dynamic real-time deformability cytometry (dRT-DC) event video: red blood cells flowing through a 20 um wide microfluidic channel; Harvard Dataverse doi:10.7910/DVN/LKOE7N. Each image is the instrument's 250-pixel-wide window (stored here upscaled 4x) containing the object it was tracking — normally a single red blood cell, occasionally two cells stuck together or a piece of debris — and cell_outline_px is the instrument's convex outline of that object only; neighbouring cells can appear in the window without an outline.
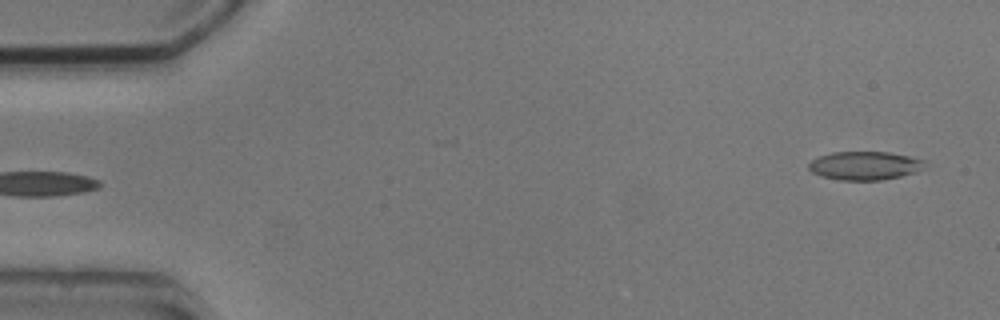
{"species": "common noctule bat (a hibernating species)", "species_latin": "Nyctalus noctula", "temperature_condition": "cold", "stored_images_in_passage": 4, "camera_frame_rate_fps": 3000, "um_per_image_px": 0.085, "animal": {"sex": "male", "body_mass_g": 20.5, "forearm_length_mm": 52.5}, "frame": {"image": 1, "passage_image": 4, "time_ms": 4.333, "image_size_px": [1000, 320], "cell_outline_px": [[928, 160], [924, 168], [916, 172], [900, 176], [880, 180], [840, 180], [820, 176], [812, 172], [808, 168], [808, 164], [812, 160], [820, 156], [832, 152], [888, 152]], "centroid_in_image_um": [73.53, 14.08], "position_along_channel_um": 11.5, "area_um2": 19.36}}